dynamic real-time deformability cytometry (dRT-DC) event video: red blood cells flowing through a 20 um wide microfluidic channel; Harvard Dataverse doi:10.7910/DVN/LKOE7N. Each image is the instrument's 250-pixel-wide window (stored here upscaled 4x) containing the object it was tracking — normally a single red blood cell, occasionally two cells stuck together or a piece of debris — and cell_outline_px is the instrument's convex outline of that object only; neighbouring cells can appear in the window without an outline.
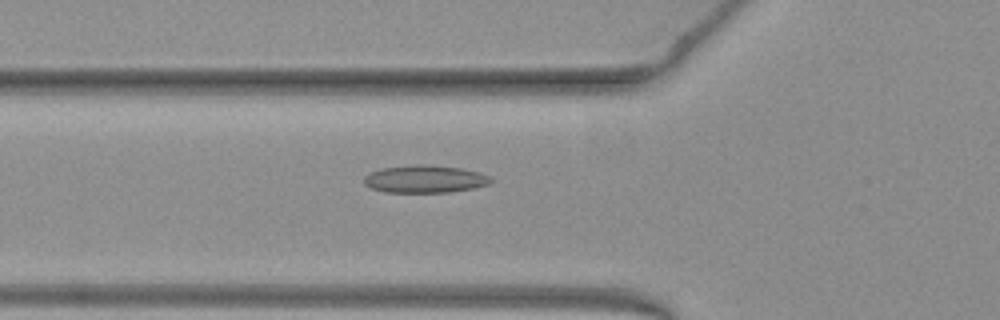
{"species": "common noctule bat (a hibernating species)", "species_latin": "Nyctalus noctula", "temperature_condition": "warm", "stored_images_in_passage": 41, "camera_frame_rate_fps": 3000, "um_per_image_px": 0.085, "animal": {"sex": "female", "body_mass_g": 19.3, "forearm_length_mm": 54.1}, "frame": {"image": 1, "passage_image": 12, "time_ms": 3.667, "image_size_px": [1000, 320], "cell_outline_px": [[492, 180], [488, 184], [472, 188], [448, 192], [384, 192], [372, 188], [364, 184], [364, 176], [380, 168], [416, 164], [428, 164], [460, 168], [480, 172], [488, 176]], "centroid_in_image_um": [36.09, 15.21], "position_along_channel_um": 89.7, "area_um2": 20.29}}
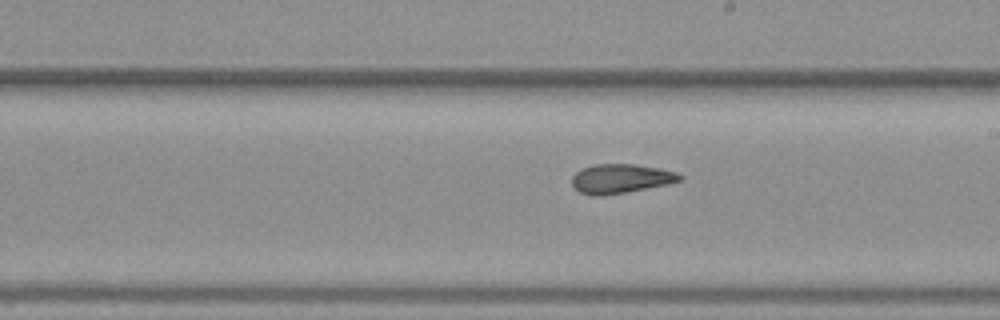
{"frame": {"image": 2, "passage_image": 23, "time_ms": 7.333, "image_size_px": [1000, 320], "cell_outline_px": [[684, 176], [680, 180], [668, 184], [604, 196], [592, 196], [580, 192], [572, 184], [572, 176], [580, 168], [596, 164], [636, 164], [660, 168], [676, 172]], "centroid_in_image_um": [52.75, 15.18], "position_along_channel_um": 236.3, "area_um2": 18.44}}
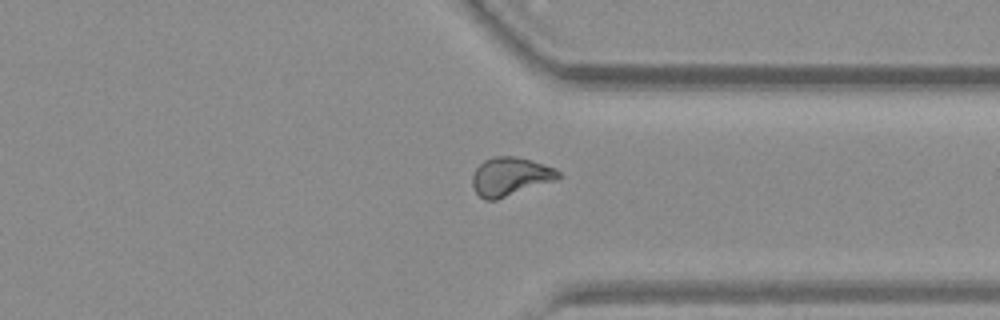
{"frame": {"image": 3, "passage_image": 33, "time_ms": 10.667, "image_size_px": [1000, 320], "cell_outline_px": [[564, 176], [556, 180], [496, 200], [484, 200], [476, 192], [472, 184], [472, 176], [476, 168], [484, 160], [492, 156], [516, 156], [556, 168]], "centroid_in_image_um": [43.38, 15.0], "position_along_channel_um": 368.0, "area_um2": 19.36}}